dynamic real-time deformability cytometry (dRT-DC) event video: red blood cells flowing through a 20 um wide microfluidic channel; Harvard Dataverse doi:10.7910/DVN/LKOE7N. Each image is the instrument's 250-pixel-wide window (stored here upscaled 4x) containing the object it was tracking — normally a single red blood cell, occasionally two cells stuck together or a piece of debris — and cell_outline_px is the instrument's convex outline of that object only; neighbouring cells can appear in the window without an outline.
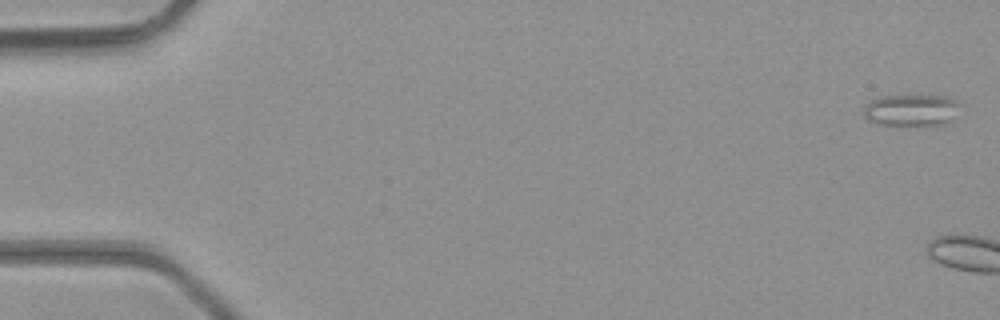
{"species": "common noctule bat (a hibernating species)", "species_latin": "Nyctalus noctula", "temperature_condition": "room temperature", "stored_images_in_passage": 6, "camera_frame_rate_fps": 3000, "um_per_image_px": 0.085, "animal": {"sex": "male", "body_mass_g": 23.1, "forearm_length_mm": 52.7}, "frame": {"image": 1, "passage_image": 6, "time_ms": 1.667, "image_size_px": [1000, 320], "cell_outline_px": [[960, 104], [952, 120], [948, 124], [884, 124], [872, 120], [864, 116], [864, 104], [880, 96], [948, 96], [956, 100]], "centroid_in_image_um": [77.5, 9.34], "position_along_channel_um": 7.5, "area_um2": 17.4}}